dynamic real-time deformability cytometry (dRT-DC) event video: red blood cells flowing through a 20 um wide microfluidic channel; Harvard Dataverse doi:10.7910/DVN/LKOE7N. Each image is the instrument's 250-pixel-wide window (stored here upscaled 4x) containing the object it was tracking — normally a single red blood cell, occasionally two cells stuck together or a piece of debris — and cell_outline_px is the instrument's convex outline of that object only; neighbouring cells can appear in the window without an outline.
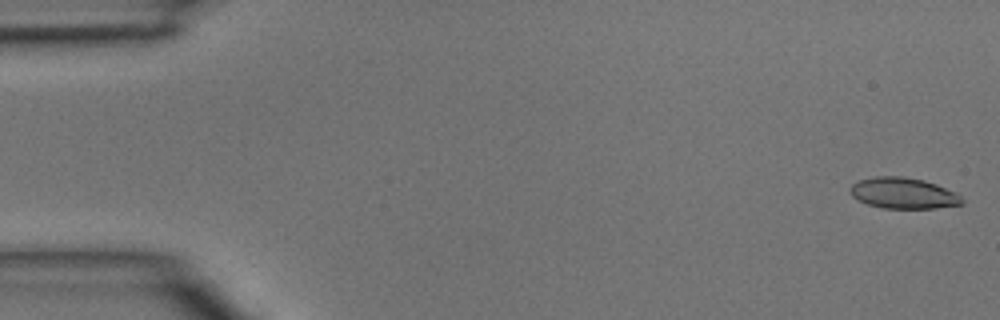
{"species": "common noctule bat (a hibernating species)", "species_latin": "Nyctalus noctula", "temperature_condition": "room temperature", "stored_images_in_passage": 5, "camera_frame_rate_fps": 3000, "um_per_image_px": 0.085, "animal": {"sex": "male", "body_mass_g": 15.6}, "frame": {"image": 1, "passage_image": 1, "time_ms": 0.0, "image_size_px": [1000, 320], "cell_outline_px": [[964, 204], [936, 208], [884, 208], [868, 204], [852, 196], [852, 184], [860, 180], [876, 176], [904, 176], [924, 180], [936, 184], [956, 192], [964, 200]], "centroid_in_image_um": [76.84, 16.42], "position_along_channel_um": 8.2, "area_um2": 20.06}}